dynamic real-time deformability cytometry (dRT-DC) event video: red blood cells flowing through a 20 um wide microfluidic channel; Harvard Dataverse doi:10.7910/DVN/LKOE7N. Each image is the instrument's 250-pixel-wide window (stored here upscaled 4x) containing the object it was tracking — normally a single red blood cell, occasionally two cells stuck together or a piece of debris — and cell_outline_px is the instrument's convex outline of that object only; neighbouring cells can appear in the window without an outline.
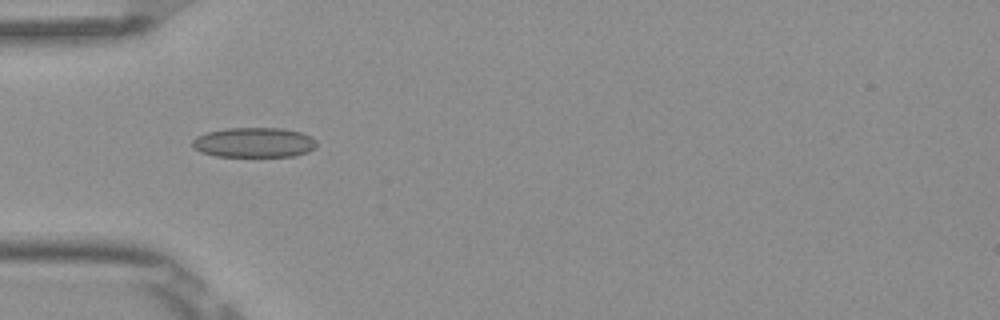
{"species": "Egyptian fruit bat (a non-hibernating species)", "species_latin": "Rousettus aegyptiacus", "temperature_condition": "room temperature", "stored_images_in_passage": 8, "camera_frame_rate_fps": 3000, "um_per_image_px": 0.085, "frame": {"image": 1, "passage_image": 5, "time_ms": 1.333, "image_size_px": [1000, 320], "cell_outline_px": [[316, 148], [308, 152], [292, 156], [216, 156], [200, 152], [192, 144], [192, 140], [196, 136], [208, 132], [228, 128], [280, 128], [300, 132], [312, 136], [316, 140]], "centroid_in_image_um": [21.62, 12.11], "position_along_channel_um": 63.4, "area_um2": 21.62}}
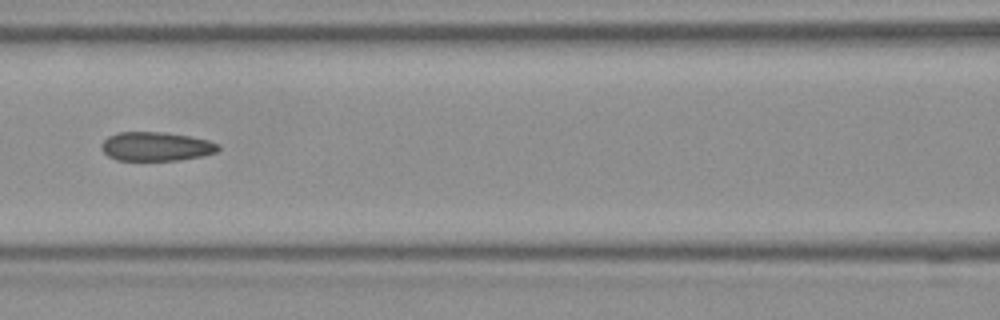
{"frame": {"image": 2, "passage_image": 7, "time_ms": 2.0, "image_size_px": [1000, 320], "cell_outline_px": [[220, 148], [216, 152], [204, 156], [180, 160], [116, 160], [108, 156], [100, 148], [100, 144], [108, 136], [116, 132], [164, 132], [188, 136], [208, 140], [220, 144]], "centroid_in_image_um": [13.26, 12.45], "position_along_channel_um": 153.3, "area_um2": 19.88}}
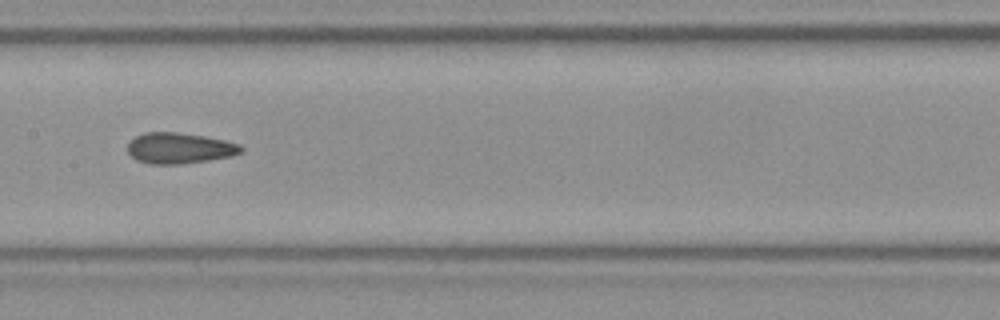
{"frame": {"image": 3, "passage_image": 8, "time_ms": 2.333, "image_size_px": [1000, 320], "cell_outline_px": [[244, 152], [232, 156], [208, 160], [180, 164], [148, 164], [136, 160], [128, 152], [128, 144], [136, 136], [144, 132], [176, 132], [204, 136], [224, 140], [240, 144], [244, 148]], "centroid_in_image_um": [15.28, 12.6], "position_along_channel_um": 192.1, "area_um2": 20.46}}